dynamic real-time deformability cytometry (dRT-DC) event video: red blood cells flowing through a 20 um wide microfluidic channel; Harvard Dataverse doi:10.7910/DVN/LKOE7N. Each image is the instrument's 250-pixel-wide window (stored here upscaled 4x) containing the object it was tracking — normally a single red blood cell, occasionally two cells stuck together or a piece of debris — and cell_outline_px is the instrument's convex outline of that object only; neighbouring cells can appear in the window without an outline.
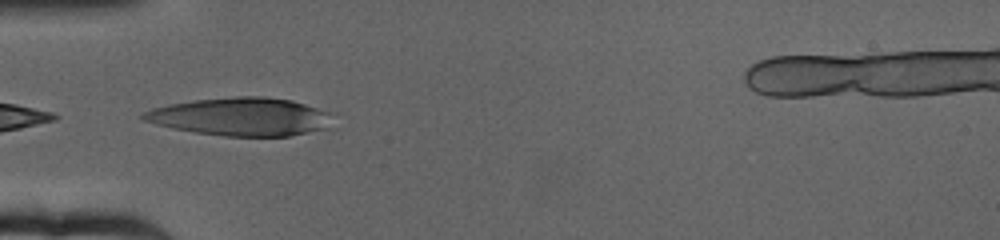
{"species": "human", "species_latin": "Homo sapiens", "temperature_condition": "cold", "stored_images_in_passage": 9, "camera_frame_rate_fps": 3000, "um_per_image_px": 0.085, "donor": {"sex": "female"}, "frame": {"image": 1, "passage_image": 1, "time_ms": 0.0, "image_size_px": [1000, 240], "cell_outline_px": [[328, 128], [288, 136], [224, 136], [196, 132], [172, 128], [156, 124], [144, 120], [140, 116], [144, 112], [152, 108], [168, 104], [196, 100], [236, 96], [264, 96], [292, 100], [328, 112]], "centroid_in_image_um": [20.42, 9.91], "position_along_channel_um": 64.6, "area_um2": 41.56}}